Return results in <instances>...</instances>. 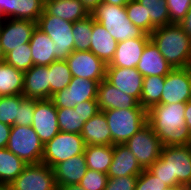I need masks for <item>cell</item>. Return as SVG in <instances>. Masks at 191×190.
Returning <instances> with one entry per match:
<instances>
[{
    "label": "cell",
    "instance_id": "35",
    "mask_svg": "<svg viewBox=\"0 0 191 190\" xmlns=\"http://www.w3.org/2000/svg\"><path fill=\"white\" fill-rule=\"evenodd\" d=\"M93 30V15L73 23L74 50L89 51Z\"/></svg>",
    "mask_w": 191,
    "mask_h": 190
},
{
    "label": "cell",
    "instance_id": "20",
    "mask_svg": "<svg viewBox=\"0 0 191 190\" xmlns=\"http://www.w3.org/2000/svg\"><path fill=\"white\" fill-rule=\"evenodd\" d=\"M45 0H0L5 19L31 20L37 23L44 11Z\"/></svg>",
    "mask_w": 191,
    "mask_h": 190
},
{
    "label": "cell",
    "instance_id": "26",
    "mask_svg": "<svg viewBox=\"0 0 191 190\" xmlns=\"http://www.w3.org/2000/svg\"><path fill=\"white\" fill-rule=\"evenodd\" d=\"M86 145H111V131L103 111L91 117L80 133Z\"/></svg>",
    "mask_w": 191,
    "mask_h": 190
},
{
    "label": "cell",
    "instance_id": "17",
    "mask_svg": "<svg viewBox=\"0 0 191 190\" xmlns=\"http://www.w3.org/2000/svg\"><path fill=\"white\" fill-rule=\"evenodd\" d=\"M144 76L137 68L107 67L105 79L123 93L136 98L141 105Z\"/></svg>",
    "mask_w": 191,
    "mask_h": 190
},
{
    "label": "cell",
    "instance_id": "25",
    "mask_svg": "<svg viewBox=\"0 0 191 190\" xmlns=\"http://www.w3.org/2000/svg\"><path fill=\"white\" fill-rule=\"evenodd\" d=\"M91 36L90 51L106 64H109L114 57L118 42L94 17Z\"/></svg>",
    "mask_w": 191,
    "mask_h": 190
},
{
    "label": "cell",
    "instance_id": "5",
    "mask_svg": "<svg viewBox=\"0 0 191 190\" xmlns=\"http://www.w3.org/2000/svg\"><path fill=\"white\" fill-rule=\"evenodd\" d=\"M103 112L111 131V145L125 144L147 123L145 109H109Z\"/></svg>",
    "mask_w": 191,
    "mask_h": 190
},
{
    "label": "cell",
    "instance_id": "7",
    "mask_svg": "<svg viewBox=\"0 0 191 190\" xmlns=\"http://www.w3.org/2000/svg\"><path fill=\"white\" fill-rule=\"evenodd\" d=\"M6 148L26 164L41 162L44 144L32 126H12Z\"/></svg>",
    "mask_w": 191,
    "mask_h": 190
},
{
    "label": "cell",
    "instance_id": "50",
    "mask_svg": "<svg viewBox=\"0 0 191 190\" xmlns=\"http://www.w3.org/2000/svg\"><path fill=\"white\" fill-rule=\"evenodd\" d=\"M188 188L186 186H183V185H177V186H171V187H168L167 189L165 190H187Z\"/></svg>",
    "mask_w": 191,
    "mask_h": 190
},
{
    "label": "cell",
    "instance_id": "30",
    "mask_svg": "<svg viewBox=\"0 0 191 190\" xmlns=\"http://www.w3.org/2000/svg\"><path fill=\"white\" fill-rule=\"evenodd\" d=\"M24 88V72L17 70L8 63H0V94L1 96L22 95Z\"/></svg>",
    "mask_w": 191,
    "mask_h": 190
},
{
    "label": "cell",
    "instance_id": "23",
    "mask_svg": "<svg viewBox=\"0 0 191 190\" xmlns=\"http://www.w3.org/2000/svg\"><path fill=\"white\" fill-rule=\"evenodd\" d=\"M52 169L57 187L79 184L88 170L85 154L73 156Z\"/></svg>",
    "mask_w": 191,
    "mask_h": 190
},
{
    "label": "cell",
    "instance_id": "3",
    "mask_svg": "<svg viewBox=\"0 0 191 190\" xmlns=\"http://www.w3.org/2000/svg\"><path fill=\"white\" fill-rule=\"evenodd\" d=\"M150 40L173 68H186L191 64V38L179 24L155 28Z\"/></svg>",
    "mask_w": 191,
    "mask_h": 190
},
{
    "label": "cell",
    "instance_id": "38",
    "mask_svg": "<svg viewBox=\"0 0 191 190\" xmlns=\"http://www.w3.org/2000/svg\"><path fill=\"white\" fill-rule=\"evenodd\" d=\"M128 19L146 34V11L145 7L137 0H129L125 5Z\"/></svg>",
    "mask_w": 191,
    "mask_h": 190
},
{
    "label": "cell",
    "instance_id": "21",
    "mask_svg": "<svg viewBox=\"0 0 191 190\" xmlns=\"http://www.w3.org/2000/svg\"><path fill=\"white\" fill-rule=\"evenodd\" d=\"M142 171L135 155L125 144L113 145V158L107 172L108 178L138 176Z\"/></svg>",
    "mask_w": 191,
    "mask_h": 190
},
{
    "label": "cell",
    "instance_id": "46",
    "mask_svg": "<svg viewBox=\"0 0 191 190\" xmlns=\"http://www.w3.org/2000/svg\"><path fill=\"white\" fill-rule=\"evenodd\" d=\"M182 29L187 33V35L191 38V7L189 11L186 13L185 17L179 23Z\"/></svg>",
    "mask_w": 191,
    "mask_h": 190
},
{
    "label": "cell",
    "instance_id": "27",
    "mask_svg": "<svg viewBox=\"0 0 191 190\" xmlns=\"http://www.w3.org/2000/svg\"><path fill=\"white\" fill-rule=\"evenodd\" d=\"M55 45V42L36 26L29 42L33 65L48 66L56 61Z\"/></svg>",
    "mask_w": 191,
    "mask_h": 190
},
{
    "label": "cell",
    "instance_id": "14",
    "mask_svg": "<svg viewBox=\"0 0 191 190\" xmlns=\"http://www.w3.org/2000/svg\"><path fill=\"white\" fill-rule=\"evenodd\" d=\"M73 77L102 81L106 76L107 64L89 51L74 50L67 58Z\"/></svg>",
    "mask_w": 191,
    "mask_h": 190
},
{
    "label": "cell",
    "instance_id": "49",
    "mask_svg": "<svg viewBox=\"0 0 191 190\" xmlns=\"http://www.w3.org/2000/svg\"><path fill=\"white\" fill-rule=\"evenodd\" d=\"M58 190H84L79 184L76 185H67V186H60Z\"/></svg>",
    "mask_w": 191,
    "mask_h": 190
},
{
    "label": "cell",
    "instance_id": "51",
    "mask_svg": "<svg viewBox=\"0 0 191 190\" xmlns=\"http://www.w3.org/2000/svg\"><path fill=\"white\" fill-rule=\"evenodd\" d=\"M4 60H5V55L2 51L1 44H0V63L4 62Z\"/></svg>",
    "mask_w": 191,
    "mask_h": 190
},
{
    "label": "cell",
    "instance_id": "22",
    "mask_svg": "<svg viewBox=\"0 0 191 190\" xmlns=\"http://www.w3.org/2000/svg\"><path fill=\"white\" fill-rule=\"evenodd\" d=\"M22 95L25 98L36 100L49 99V68L48 66L33 65L24 72V88Z\"/></svg>",
    "mask_w": 191,
    "mask_h": 190
},
{
    "label": "cell",
    "instance_id": "33",
    "mask_svg": "<svg viewBox=\"0 0 191 190\" xmlns=\"http://www.w3.org/2000/svg\"><path fill=\"white\" fill-rule=\"evenodd\" d=\"M164 84L165 77L162 76H146L143 78L141 106L146 111L160 103Z\"/></svg>",
    "mask_w": 191,
    "mask_h": 190
},
{
    "label": "cell",
    "instance_id": "54",
    "mask_svg": "<svg viewBox=\"0 0 191 190\" xmlns=\"http://www.w3.org/2000/svg\"><path fill=\"white\" fill-rule=\"evenodd\" d=\"M0 190H7V186L0 182Z\"/></svg>",
    "mask_w": 191,
    "mask_h": 190
},
{
    "label": "cell",
    "instance_id": "29",
    "mask_svg": "<svg viewBox=\"0 0 191 190\" xmlns=\"http://www.w3.org/2000/svg\"><path fill=\"white\" fill-rule=\"evenodd\" d=\"M145 7L146 34L150 35L155 28L172 24L170 22L166 0H137Z\"/></svg>",
    "mask_w": 191,
    "mask_h": 190
},
{
    "label": "cell",
    "instance_id": "13",
    "mask_svg": "<svg viewBox=\"0 0 191 190\" xmlns=\"http://www.w3.org/2000/svg\"><path fill=\"white\" fill-rule=\"evenodd\" d=\"M59 130L80 134L84 124L100 112L97 100H87L74 108H56Z\"/></svg>",
    "mask_w": 191,
    "mask_h": 190
},
{
    "label": "cell",
    "instance_id": "47",
    "mask_svg": "<svg viewBox=\"0 0 191 190\" xmlns=\"http://www.w3.org/2000/svg\"><path fill=\"white\" fill-rule=\"evenodd\" d=\"M185 124L189 130V133L191 135V100L186 102L185 107Z\"/></svg>",
    "mask_w": 191,
    "mask_h": 190
},
{
    "label": "cell",
    "instance_id": "34",
    "mask_svg": "<svg viewBox=\"0 0 191 190\" xmlns=\"http://www.w3.org/2000/svg\"><path fill=\"white\" fill-rule=\"evenodd\" d=\"M49 68V99L63 90L71 82L72 73L66 60H56L48 65Z\"/></svg>",
    "mask_w": 191,
    "mask_h": 190
},
{
    "label": "cell",
    "instance_id": "1",
    "mask_svg": "<svg viewBox=\"0 0 191 190\" xmlns=\"http://www.w3.org/2000/svg\"><path fill=\"white\" fill-rule=\"evenodd\" d=\"M186 103L157 104L147 111V123L163 146L191 144V135L185 124Z\"/></svg>",
    "mask_w": 191,
    "mask_h": 190
},
{
    "label": "cell",
    "instance_id": "16",
    "mask_svg": "<svg viewBox=\"0 0 191 190\" xmlns=\"http://www.w3.org/2000/svg\"><path fill=\"white\" fill-rule=\"evenodd\" d=\"M191 100L188 67L173 68L165 76V84L159 104L186 103Z\"/></svg>",
    "mask_w": 191,
    "mask_h": 190
},
{
    "label": "cell",
    "instance_id": "53",
    "mask_svg": "<svg viewBox=\"0 0 191 190\" xmlns=\"http://www.w3.org/2000/svg\"><path fill=\"white\" fill-rule=\"evenodd\" d=\"M5 18L2 15V13L0 12V26L2 25V23L4 22Z\"/></svg>",
    "mask_w": 191,
    "mask_h": 190
},
{
    "label": "cell",
    "instance_id": "37",
    "mask_svg": "<svg viewBox=\"0 0 191 190\" xmlns=\"http://www.w3.org/2000/svg\"><path fill=\"white\" fill-rule=\"evenodd\" d=\"M6 63L17 70L26 72L33 66L32 51L29 47H18L5 55Z\"/></svg>",
    "mask_w": 191,
    "mask_h": 190
},
{
    "label": "cell",
    "instance_id": "45",
    "mask_svg": "<svg viewBox=\"0 0 191 190\" xmlns=\"http://www.w3.org/2000/svg\"><path fill=\"white\" fill-rule=\"evenodd\" d=\"M89 14H92L96 8L103 3V0H79Z\"/></svg>",
    "mask_w": 191,
    "mask_h": 190
},
{
    "label": "cell",
    "instance_id": "9",
    "mask_svg": "<svg viewBox=\"0 0 191 190\" xmlns=\"http://www.w3.org/2000/svg\"><path fill=\"white\" fill-rule=\"evenodd\" d=\"M125 145L133 152L142 169H148L160 157L163 147L148 123L135 133Z\"/></svg>",
    "mask_w": 191,
    "mask_h": 190
},
{
    "label": "cell",
    "instance_id": "6",
    "mask_svg": "<svg viewBox=\"0 0 191 190\" xmlns=\"http://www.w3.org/2000/svg\"><path fill=\"white\" fill-rule=\"evenodd\" d=\"M37 27L55 42L56 60H66L74 51L73 22L50 15L44 10Z\"/></svg>",
    "mask_w": 191,
    "mask_h": 190
},
{
    "label": "cell",
    "instance_id": "28",
    "mask_svg": "<svg viewBox=\"0 0 191 190\" xmlns=\"http://www.w3.org/2000/svg\"><path fill=\"white\" fill-rule=\"evenodd\" d=\"M44 10L73 23L90 15L79 0H45Z\"/></svg>",
    "mask_w": 191,
    "mask_h": 190
},
{
    "label": "cell",
    "instance_id": "11",
    "mask_svg": "<svg viewBox=\"0 0 191 190\" xmlns=\"http://www.w3.org/2000/svg\"><path fill=\"white\" fill-rule=\"evenodd\" d=\"M7 190H58L53 169L40 162L27 164Z\"/></svg>",
    "mask_w": 191,
    "mask_h": 190
},
{
    "label": "cell",
    "instance_id": "52",
    "mask_svg": "<svg viewBox=\"0 0 191 190\" xmlns=\"http://www.w3.org/2000/svg\"><path fill=\"white\" fill-rule=\"evenodd\" d=\"M188 74H189L190 85H191V64L188 66Z\"/></svg>",
    "mask_w": 191,
    "mask_h": 190
},
{
    "label": "cell",
    "instance_id": "36",
    "mask_svg": "<svg viewBox=\"0 0 191 190\" xmlns=\"http://www.w3.org/2000/svg\"><path fill=\"white\" fill-rule=\"evenodd\" d=\"M23 95L2 96L0 98V123L13 126L15 119H18V109Z\"/></svg>",
    "mask_w": 191,
    "mask_h": 190
},
{
    "label": "cell",
    "instance_id": "31",
    "mask_svg": "<svg viewBox=\"0 0 191 190\" xmlns=\"http://www.w3.org/2000/svg\"><path fill=\"white\" fill-rule=\"evenodd\" d=\"M89 170L107 174L113 158V145H86L84 150Z\"/></svg>",
    "mask_w": 191,
    "mask_h": 190
},
{
    "label": "cell",
    "instance_id": "2",
    "mask_svg": "<svg viewBox=\"0 0 191 190\" xmlns=\"http://www.w3.org/2000/svg\"><path fill=\"white\" fill-rule=\"evenodd\" d=\"M148 170L167 187L191 188V144L163 146L160 157Z\"/></svg>",
    "mask_w": 191,
    "mask_h": 190
},
{
    "label": "cell",
    "instance_id": "32",
    "mask_svg": "<svg viewBox=\"0 0 191 190\" xmlns=\"http://www.w3.org/2000/svg\"><path fill=\"white\" fill-rule=\"evenodd\" d=\"M26 163L7 148L0 149V182L7 187L23 172Z\"/></svg>",
    "mask_w": 191,
    "mask_h": 190
},
{
    "label": "cell",
    "instance_id": "42",
    "mask_svg": "<svg viewBox=\"0 0 191 190\" xmlns=\"http://www.w3.org/2000/svg\"><path fill=\"white\" fill-rule=\"evenodd\" d=\"M171 23L179 24L191 7V0H166Z\"/></svg>",
    "mask_w": 191,
    "mask_h": 190
},
{
    "label": "cell",
    "instance_id": "40",
    "mask_svg": "<svg viewBox=\"0 0 191 190\" xmlns=\"http://www.w3.org/2000/svg\"><path fill=\"white\" fill-rule=\"evenodd\" d=\"M168 187L160 179L156 178L148 169L138 175L135 190H165Z\"/></svg>",
    "mask_w": 191,
    "mask_h": 190
},
{
    "label": "cell",
    "instance_id": "24",
    "mask_svg": "<svg viewBox=\"0 0 191 190\" xmlns=\"http://www.w3.org/2000/svg\"><path fill=\"white\" fill-rule=\"evenodd\" d=\"M136 68L144 77H165L173 69L151 40L144 47Z\"/></svg>",
    "mask_w": 191,
    "mask_h": 190
},
{
    "label": "cell",
    "instance_id": "19",
    "mask_svg": "<svg viewBox=\"0 0 191 190\" xmlns=\"http://www.w3.org/2000/svg\"><path fill=\"white\" fill-rule=\"evenodd\" d=\"M150 41V35L118 42L114 57L107 67L136 68L146 44Z\"/></svg>",
    "mask_w": 191,
    "mask_h": 190
},
{
    "label": "cell",
    "instance_id": "15",
    "mask_svg": "<svg viewBox=\"0 0 191 190\" xmlns=\"http://www.w3.org/2000/svg\"><path fill=\"white\" fill-rule=\"evenodd\" d=\"M31 126L44 145L60 132L57 110L50 99H35V110Z\"/></svg>",
    "mask_w": 191,
    "mask_h": 190
},
{
    "label": "cell",
    "instance_id": "39",
    "mask_svg": "<svg viewBox=\"0 0 191 190\" xmlns=\"http://www.w3.org/2000/svg\"><path fill=\"white\" fill-rule=\"evenodd\" d=\"M107 180V174L88 169L85 176L80 180L79 185L84 190H104Z\"/></svg>",
    "mask_w": 191,
    "mask_h": 190
},
{
    "label": "cell",
    "instance_id": "4",
    "mask_svg": "<svg viewBox=\"0 0 191 190\" xmlns=\"http://www.w3.org/2000/svg\"><path fill=\"white\" fill-rule=\"evenodd\" d=\"M92 15L117 42L138 38L144 34L128 19L125 6H116L103 2Z\"/></svg>",
    "mask_w": 191,
    "mask_h": 190
},
{
    "label": "cell",
    "instance_id": "10",
    "mask_svg": "<svg viewBox=\"0 0 191 190\" xmlns=\"http://www.w3.org/2000/svg\"><path fill=\"white\" fill-rule=\"evenodd\" d=\"M101 81L72 77L63 90L53 94L50 100L56 108H74L87 100H97L98 85Z\"/></svg>",
    "mask_w": 191,
    "mask_h": 190
},
{
    "label": "cell",
    "instance_id": "44",
    "mask_svg": "<svg viewBox=\"0 0 191 190\" xmlns=\"http://www.w3.org/2000/svg\"><path fill=\"white\" fill-rule=\"evenodd\" d=\"M12 126L0 123V149L6 148Z\"/></svg>",
    "mask_w": 191,
    "mask_h": 190
},
{
    "label": "cell",
    "instance_id": "48",
    "mask_svg": "<svg viewBox=\"0 0 191 190\" xmlns=\"http://www.w3.org/2000/svg\"><path fill=\"white\" fill-rule=\"evenodd\" d=\"M129 0H103V2L116 5V6H125Z\"/></svg>",
    "mask_w": 191,
    "mask_h": 190
},
{
    "label": "cell",
    "instance_id": "18",
    "mask_svg": "<svg viewBox=\"0 0 191 190\" xmlns=\"http://www.w3.org/2000/svg\"><path fill=\"white\" fill-rule=\"evenodd\" d=\"M97 103L100 111L109 109H144L139 101L103 79L98 85Z\"/></svg>",
    "mask_w": 191,
    "mask_h": 190
},
{
    "label": "cell",
    "instance_id": "8",
    "mask_svg": "<svg viewBox=\"0 0 191 190\" xmlns=\"http://www.w3.org/2000/svg\"><path fill=\"white\" fill-rule=\"evenodd\" d=\"M85 146L80 134L60 131L44 145L41 162L53 168L73 156L84 154Z\"/></svg>",
    "mask_w": 191,
    "mask_h": 190
},
{
    "label": "cell",
    "instance_id": "12",
    "mask_svg": "<svg viewBox=\"0 0 191 190\" xmlns=\"http://www.w3.org/2000/svg\"><path fill=\"white\" fill-rule=\"evenodd\" d=\"M37 23L31 20L5 19L0 26V44L4 55L18 47H29Z\"/></svg>",
    "mask_w": 191,
    "mask_h": 190
},
{
    "label": "cell",
    "instance_id": "43",
    "mask_svg": "<svg viewBox=\"0 0 191 190\" xmlns=\"http://www.w3.org/2000/svg\"><path fill=\"white\" fill-rule=\"evenodd\" d=\"M138 176L108 178L104 190H135Z\"/></svg>",
    "mask_w": 191,
    "mask_h": 190
},
{
    "label": "cell",
    "instance_id": "41",
    "mask_svg": "<svg viewBox=\"0 0 191 190\" xmlns=\"http://www.w3.org/2000/svg\"><path fill=\"white\" fill-rule=\"evenodd\" d=\"M35 110V99L24 98L18 109V119L13 126H31Z\"/></svg>",
    "mask_w": 191,
    "mask_h": 190
}]
</instances>
